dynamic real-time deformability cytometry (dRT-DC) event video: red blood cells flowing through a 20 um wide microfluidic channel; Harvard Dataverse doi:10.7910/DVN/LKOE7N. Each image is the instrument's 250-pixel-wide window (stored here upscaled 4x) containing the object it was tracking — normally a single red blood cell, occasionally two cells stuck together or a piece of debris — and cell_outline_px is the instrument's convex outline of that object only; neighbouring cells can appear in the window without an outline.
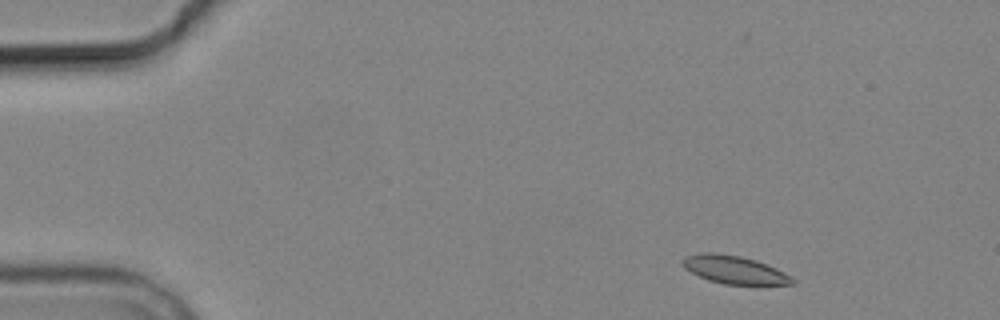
{"species": "common noctule bat (a hibernating species)", "species_latin": "Nyctalus noctula", "temperature_condition": "cold", "stored_images_in_passage": 7, "camera_frame_rate_fps": 3000, "um_per_image_px": 0.085, "animal": {"sex": "male", "body_mass_g": 19.2, "forearm_length_mm": 51.8}, "frame": {"image": 1, "passage_image": 1, "time_ms": 0.0, "image_size_px": [1000, 320], "cell_outline_px": [[796, 284], [724, 284], [708, 280], [684, 268], [680, 260], [684, 256], [700, 252], [712, 252], [740, 256], [756, 260], [776, 268], [784, 272], [796, 280]], "centroid_in_image_um": [62.39, 22.91], "position_along_channel_um": 22.6, "area_um2": 17.92}}
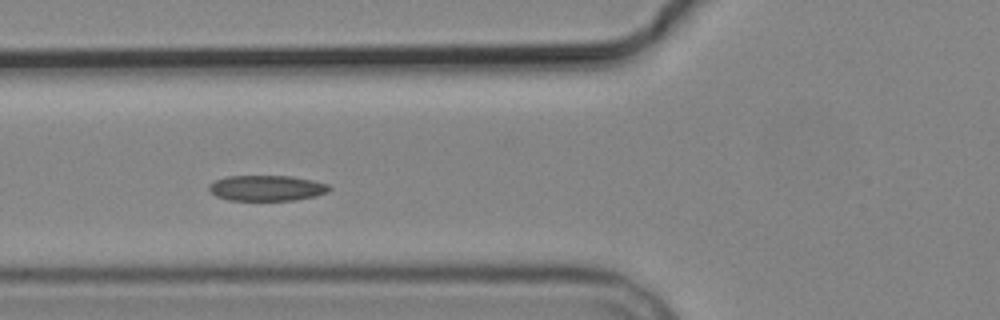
{"frame": {"image": 2, "passage_image": 5, "time_ms": 4.667, "image_size_px": [1000, 320], "cell_outline_px": [[332, 188], [328, 192], [316, 196], [296, 200], [228, 200], [216, 196], [208, 188], [208, 184], [224, 176], [292, 176], [312, 180], [328, 184]], "centroid_in_image_um": [22.68, 15.98], "position_along_channel_um": 103.1, "area_um2": 18.03}}
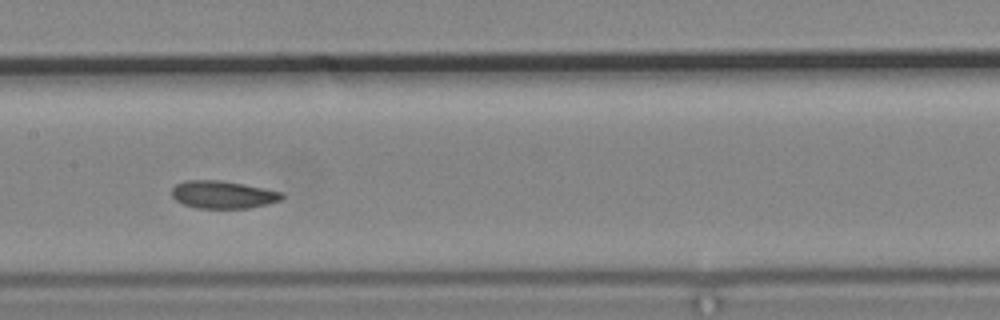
{"frame": {"image": 3, "passage_image": 7, "time_ms": 7.0, "image_size_px": [1000, 320], "cell_outline_px": [[284, 200], [268, 204], [248, 208], [196, 208], [184, 204], [176, 200], [172, 196], [172, 188], [176, 184], [184, 180], [220, 180], [244, 184], [264, 188], [280, 192], [284, 196]], "centroid_in_image_um": [18.96, 16.54], "position_along_channel_um": 188.4, "area_um2": 17.8}}